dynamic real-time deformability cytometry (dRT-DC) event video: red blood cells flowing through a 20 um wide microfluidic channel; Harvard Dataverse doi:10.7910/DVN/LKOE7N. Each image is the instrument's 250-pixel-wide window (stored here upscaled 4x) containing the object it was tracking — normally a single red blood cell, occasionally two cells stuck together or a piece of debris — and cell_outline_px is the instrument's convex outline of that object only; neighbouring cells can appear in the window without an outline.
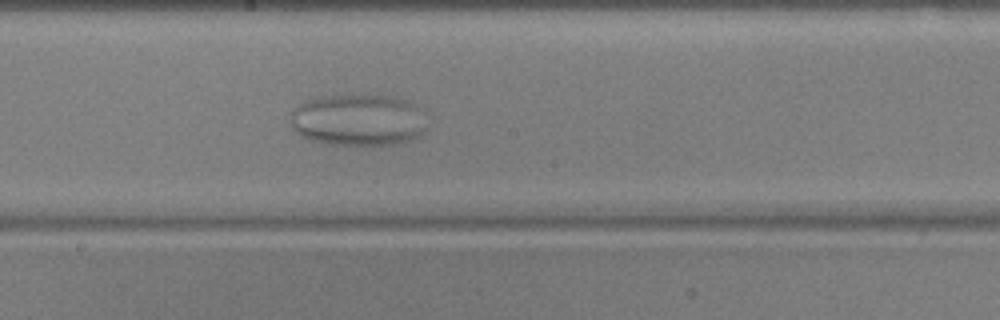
{"species": "common noctule bat (a hibernating species)", "species_latin": "Nyctalus noctula", "temperature_condition": "warm", "stored_images_in_passage": 56, "camera_frame_rate_fps": 3000, "um_per_image_px": 0.085, "animal": {"sex": "male", "body_mass_g": 17.9, "forearm_length_mm": 54.2}, "frame": {"image": 1, "passage_image": 31, "time_ms": 10.0, "image_size_px": [1000, 320], "cell_outline_px": [[424, 132], [412, 140], [400, 144], [332, 144], [312, 140], [296, 132], [292, 128], [288, 120], [292, 112], [300, 104], [316, 96], [388, 96], [408, 100], [424, 108]], "centroid_in_image_um": [30.48, 10.2], "position_along_channel_um": 217.7, "area_um2": 41.15}}